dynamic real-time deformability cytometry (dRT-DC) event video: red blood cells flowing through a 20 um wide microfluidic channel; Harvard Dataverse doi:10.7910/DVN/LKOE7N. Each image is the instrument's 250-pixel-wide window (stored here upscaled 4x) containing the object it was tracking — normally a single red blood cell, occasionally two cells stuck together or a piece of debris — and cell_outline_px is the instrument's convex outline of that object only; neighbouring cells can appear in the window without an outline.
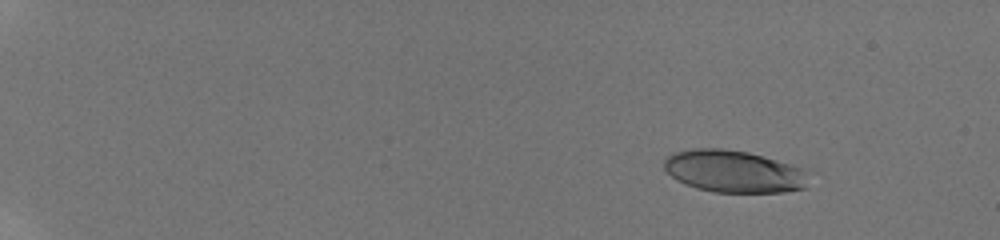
{"species": "human", "species_latin": "Homo sapiens", "temperature_condition": "room temperature", "stored_images_in_passage": 49, "camera_frame_rate_fps": 3000, "um_per_image_px": 0.085, "donor": {"sex": "male"}, "frame": {"image": 1, "passage_image": 1, "time_ms": 0.0, "image_size_px": [1000, 240], "cell_outline_px": [[816, 172], [804, 188], [784, 192], [712, 192], [696, 188], [684, 184], [676, 180], [664, 168], [664, 160], [672, 152], [696, 148], [720, 148], [748, 152], [764, 156], [804, 168]], "centroid_in_image_um": [62.45, 14.57], "position_along_channel_um": 22.5, "area_um2": 36.24}}
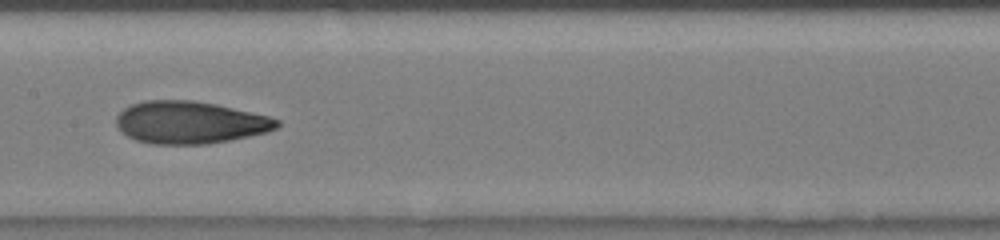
{"frame": {"image": 2, "passage_image": 26, "time_ms": 8.333, "image_size_px": [1000, 240], "cell_outline_px": [[280, 124], [276, 128], [268, 132], [208, 144], [152, 144], [136, 140], [120, 132], [116, 124], [116, 116], [124, 108], [132, 104], [144, 100], [192, 100], [216, 104], [268, 116], [280, 120]], "centroid_in_image_um": [16.12, 10.41], "position_along_channel_um": 191.3, "area_um2": 39.71}}
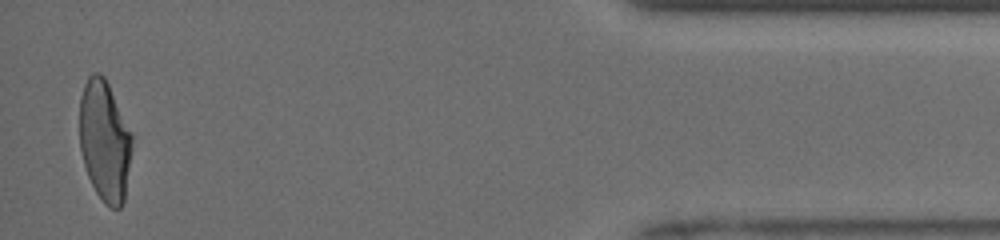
{"frame": {"image": 3, "passage_image": 48, "time_ms": 15.667, "image_size_px": [1000, 240], "cell_outline_px": [[132, 148], [124, 200], [120, 208], [112, 208], [104, 204], [96, 192], [88, 176], [84, 164], [80, 148], [80, 96], [84, 84], [88, 76], [92, 72], [100, 72], [104, 76], [108, 84], [132, 136]], "centroid_in_image_um": [8.88, 11.98], "position_along_channel_um": 426.3, "area_um2": 36.65}, "authors_computed_cell_mechanics": {"area_um2": 37.9746, "velocity_mm_per_s": 3.9833, "shape_relaxation_time_tau1_ms": 4.4569, "shape_relaxation_time_tau2_ms": 1.5894, "deformation_change_tau1": 0.1944, "deformation_change_tau2": 0.0831}}